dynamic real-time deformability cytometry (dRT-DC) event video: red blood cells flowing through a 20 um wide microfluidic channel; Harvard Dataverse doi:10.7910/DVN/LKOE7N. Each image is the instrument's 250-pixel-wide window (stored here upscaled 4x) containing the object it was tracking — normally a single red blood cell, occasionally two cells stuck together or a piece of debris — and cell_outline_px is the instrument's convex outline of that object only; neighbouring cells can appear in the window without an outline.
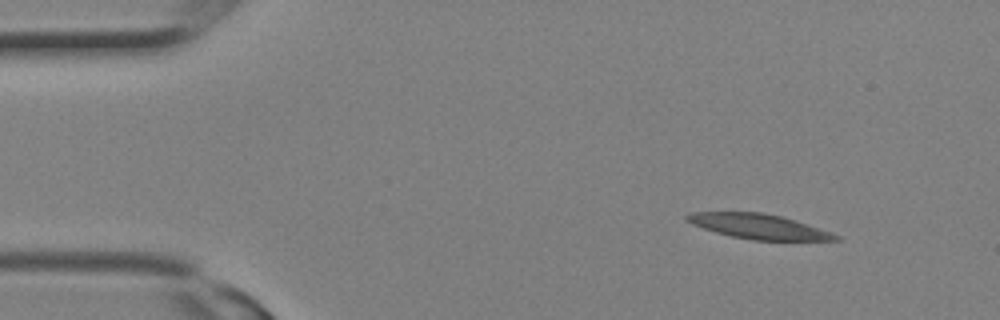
{"species": "Egyptian fruit bat (a non-hibernating species)", "species_latin": "Rousettus aegyptiacus", "temperature_condition": "room temperature", "stored_images_in_passage": 2, "camera_frame_rate_fps": 3000, "um_per_image_px": 0.085, "animal": {"sex": "female"}, "frame": {"image": 1, "passage_image": 1, "time_ms": 0.0, "image_size_px": [1000, 320], "cell_outline_px": [[840, 240], [752, 240], [732, 236], [716, 232], [692, 224], [684, 220], [684, 216], [688, 212], [760, 212], [780, 216], [796, 220], [832, 232], [840, 236]], "centroid_in_image_um": [64.47, 19.24], "position_along_channel_um": 20.5, "area_um2": 21.5}}